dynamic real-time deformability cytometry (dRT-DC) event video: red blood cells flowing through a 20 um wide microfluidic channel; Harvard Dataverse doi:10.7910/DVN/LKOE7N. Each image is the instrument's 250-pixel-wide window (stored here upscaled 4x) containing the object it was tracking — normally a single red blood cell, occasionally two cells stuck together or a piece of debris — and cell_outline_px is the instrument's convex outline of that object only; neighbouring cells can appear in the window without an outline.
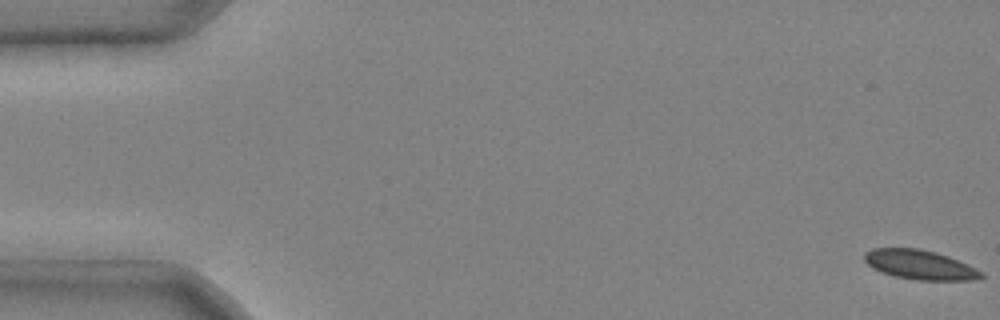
{"species": "common noctule bat (a hibernating species)", "species_latin": "Nyctalus noctula", "temperature_condition": "cold", "stored_images_in_passage": 4, "camera_frame_rate_fps": 3000, "um_per_image_px": 0.085, "animal": {"sex": "male", "body_mass_g": 20.4}, "frame": {"image": 1, "passage_image": 1, "time_ms": 0.0, "image_size_px": [1000, 320], "cell_outline_px": [[984, 276], [972, 280], [916, 280], [896, 276], [880, 272], [872, 268], [864, 260], [864, 252], [872, 248], [920, 248], [936, 252], [948, 256], [968, 264], [984, 272]], "centroid_in_image_um": [78.18, 22.49], "position_along_channel_um": 6.8, "area_um2": 20.17}}